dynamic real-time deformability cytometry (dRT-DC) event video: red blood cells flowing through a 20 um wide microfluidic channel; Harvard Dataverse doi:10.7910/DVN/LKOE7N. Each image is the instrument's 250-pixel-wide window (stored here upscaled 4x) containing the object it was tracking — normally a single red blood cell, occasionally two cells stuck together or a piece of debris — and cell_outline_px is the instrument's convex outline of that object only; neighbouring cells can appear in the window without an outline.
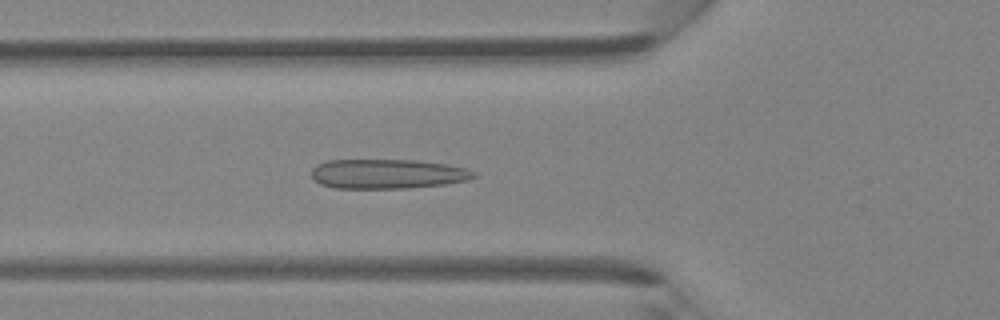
{"species": "Egyptian fruit bat (a non-hibernating species)", "species_latin": "Rousettus aegyptiacus", "temperature_condition": "room temperature", "stored_images_in_passage": 45, "camera_frame_rate_fps": 3000, "um_per_image_px": 0.085, "animal": {"sex": "female"}, "frame": {"image": 1, "passage_image": 16, "time_ms": 5.0, "image_size_px": [1000, 320], "cell_outline_px": [[480, 176], [468, 180], [444, 184], [408, 188], [332, 188], [320, 184], [312, 180], [312, 168], [316, 164], [328, 160], [416, 160], [448, 164], [468, 168], [476, 172]], "centroid_in_image_um": [32.96, 14.78], "position_along_channel_um": 92.8, "area_um2": 28.38}}
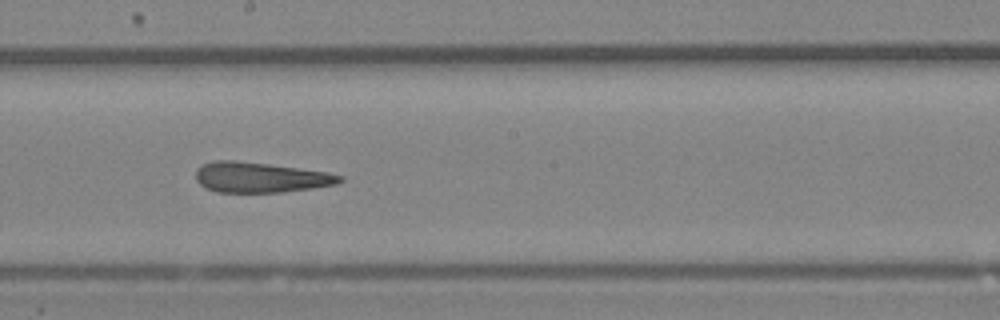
{"frame": {"image": 2, "passage_image": 25, "time_ms": 8.0, "image_size_px": [1000, 320], "cell_outline_px": [[344, 180], [336, 184], [312, 188], [280, 192], [216, 192], [204, 188], [196, 180], [196, 168], [204, 164], [216, 160], [236, 160], [300, 168], [328, 172], [344, 176]], "centroid_in_image_um": [22.12, 15.07], "position_along_channel_um": 226.1, "area_um2": 25.49}}
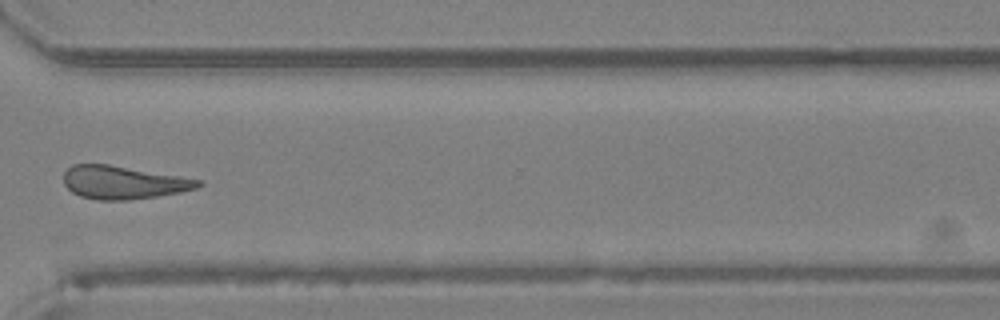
{"frame": {"image": 3, "passage_image": 34, "time_ms": 11.0, "image_size_px": [1000, 320], "cell_outline_px": [[204, 184], [196, 188], [180, 192], [156, 196], [128, 200], [100, 200], [80, 196], [72, 192], [64, 184], [64, 172], [72, 164], [108, 164], [204, 180]], "centroid_in_image_um": [10.49, 15.5], "position_along_channel_um": 360.1, "area_um2": 25.89}}